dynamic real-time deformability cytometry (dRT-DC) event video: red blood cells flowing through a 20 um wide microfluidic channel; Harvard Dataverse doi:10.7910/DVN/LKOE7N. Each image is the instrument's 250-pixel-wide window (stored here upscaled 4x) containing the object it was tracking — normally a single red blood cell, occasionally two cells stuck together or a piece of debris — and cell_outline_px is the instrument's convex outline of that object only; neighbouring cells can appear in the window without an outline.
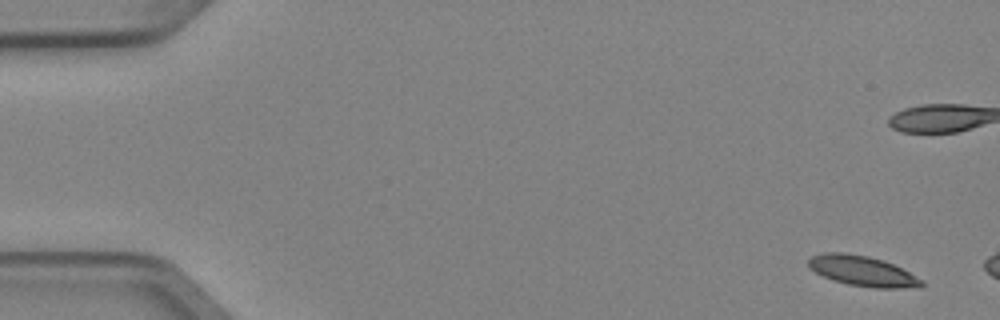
{"species": "Egyptian fruit bat (a non-hibernating species)", "species_latin": "Rousettus aegyptiacus", "temperature_condition": "cold", "stored_images_in_passage": 3, "camera_frame_rate_fps": 3000, "um_per_image_px": 0.085, "animal": {"sex": "female"}, "frame": {"image": 1, "passage_image": 1, "time_ms": 0.0, "image_size_px": [1000, 320], "cell_outline_px": [[924, 284], [920, 288], [872, 288], [848, 284], [832, 280], [808, 268], [808, 260], [812, 256], [824, 252], [844, 252], [868, 256], [884, 260], [924, 280]], "centroid_in_image_um": [73.32, 23.04], "position_along_channel_um": 11.7, "area_um2": 20.06}}